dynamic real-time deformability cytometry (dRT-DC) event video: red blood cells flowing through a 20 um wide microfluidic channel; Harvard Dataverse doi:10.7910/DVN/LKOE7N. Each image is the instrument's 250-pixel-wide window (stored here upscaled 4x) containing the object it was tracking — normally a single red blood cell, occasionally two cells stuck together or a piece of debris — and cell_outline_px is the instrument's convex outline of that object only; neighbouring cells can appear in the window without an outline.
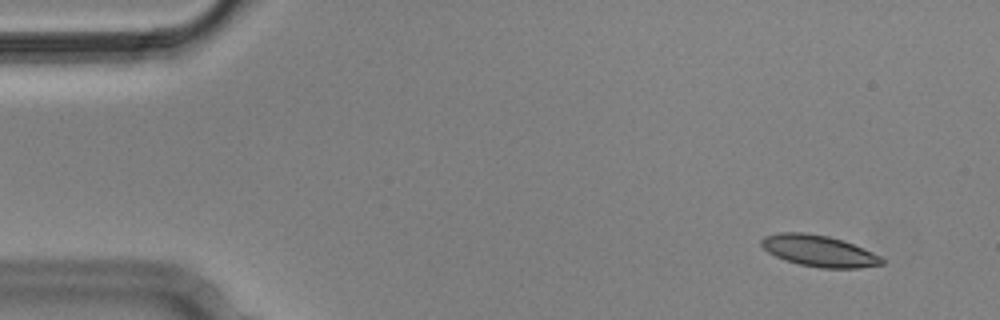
{"species": "Egyptian fruit bat (a non-hibernating species)", "species_latin": "Rousettus aegyptiacus", "temperature_condition": "cold", "stored_images_in_passage": 6, "camera_frame_rate_fps": 3000, "um_per_image_px": 0.085, "animal": {"sex": "male"}, "frame": {"image": 1, "passage_image": 2, "time_ms": 0.333, "image_size_px": [1000, 320], "cell_outline_px": [[884, 264], [860, 268], [820, 268], [800, 264], [784, 260], [768, 252], [760, 244], [760, 240], [764, 236], [780, 232], [804, 232], [828, 236], [852, 244], [872, 252], [880, 256], [884, 260]], "centroid_in_image_um": [69.59, 21.33], "position_along_channel_um": 15.4, "area_um2": 21.91}}
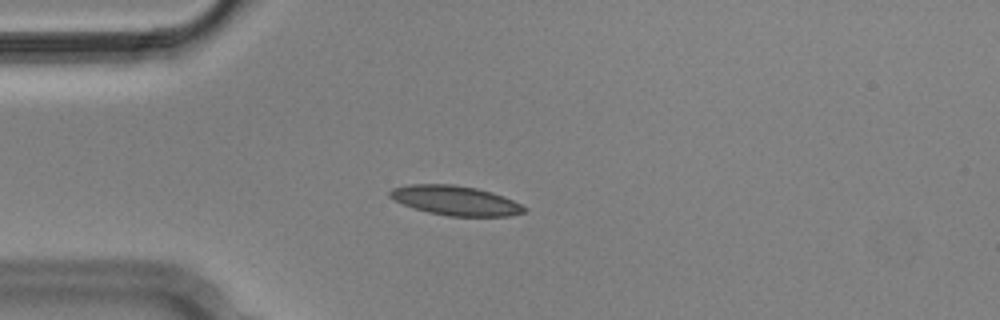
{"frame": {"image": 2, "passage_image": 5, "time_ms": 1.333, "image_size_px": [1000, 320], "cell_outline_px": [[528, 208], [524, 212], [508, 216], [448, 216], [428, 212], [412, 208], [388, 196], [388, 192], [392, 188], [408, 184], [452, 184], [476, 188], [492, 192], [504, 196]], "centroid_in_image_um": [38.7, 17.04], "position_along_channel_um": 46.3, "area_um2": 23.12}}